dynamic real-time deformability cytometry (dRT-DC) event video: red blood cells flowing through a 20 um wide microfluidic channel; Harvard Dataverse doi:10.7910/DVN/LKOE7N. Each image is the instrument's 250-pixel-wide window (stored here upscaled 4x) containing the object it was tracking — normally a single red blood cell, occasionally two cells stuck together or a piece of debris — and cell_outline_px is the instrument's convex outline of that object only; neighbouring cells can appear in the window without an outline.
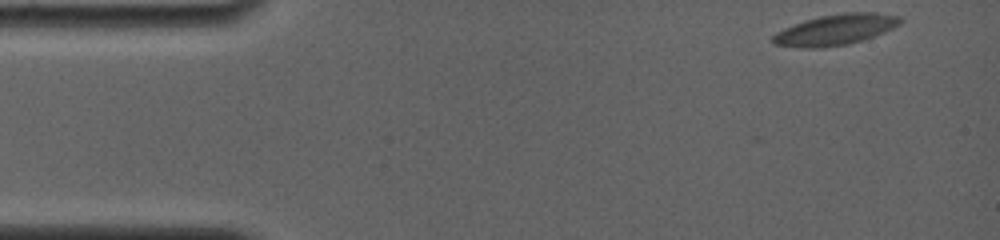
{"species": "common noctule bat (a hibernating species)", "species_latin": "Nyctalus noctula", "temperature_condition": "room temperature", "stored_images_in_passage": 5, "camera_frame_rate_fps": 4000, "um_per_image_px": 0.085, "animal": {"sex": "female", "body_mass_g": 19.0, "forearm_length_mm": 56.7}, "frame": {"image": 1, "passage_image": 1, "time_ms": 0.0, "image_size_px": [1000, 240], "cell_outline_px": [[904, 20], [900, 24], [884, 32], [848, 44], [824, 48], [800, 48], [772, 44], [772, 36], [776, 32], [784, 28], [804, 20], [820, 16], [844, 12], [876, 12], [900, 16]], "centroid_in_image_um": [71.0, 2.52], "position_along_channel_um": 14.0, "area_um2": 22.95}}